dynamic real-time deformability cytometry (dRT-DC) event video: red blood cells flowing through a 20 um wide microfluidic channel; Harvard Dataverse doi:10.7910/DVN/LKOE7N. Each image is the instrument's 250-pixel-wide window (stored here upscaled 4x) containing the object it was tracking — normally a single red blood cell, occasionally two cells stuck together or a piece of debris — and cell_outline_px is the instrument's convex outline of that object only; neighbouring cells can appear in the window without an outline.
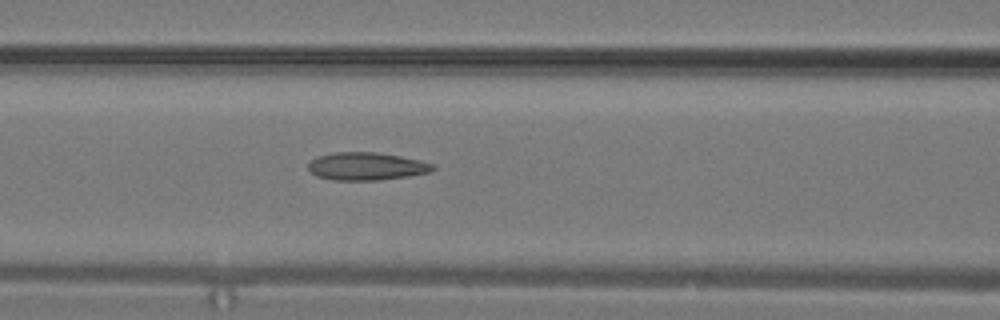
{"species": "common noctule bat (a hibernating species)", "species_latin": "Nyctalus noctula", "temperature_condition": "warm", "stored_images_in_passage": 15, "camera_frame_rate_fps": 3000, "um_per_image_px": 0.085, "animal": {"sex": "male", "body_mass_g": 19.2, "forearm_length_mm": 51.8}, "frame": {"image": 1, "passage_image": 13, "time_ms": 4.0, "image_size_px": [1000, 320], "cell_outline_px": [[436, 168], [432, 172], [408, 176], [380, 180], [332, 180], [316, 176], [308, 168], [308, 164], [316, 156], [332, 152], [376, 152], [400, 156], [420, 160], [436, 164]], "centroid_in_image_um": [31.18, 14.13], "position_along_channel_um": 135.4, "area_um2": 20.4}}
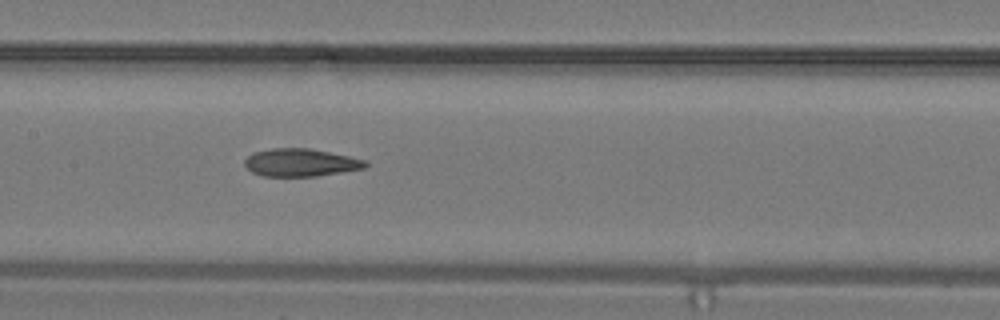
{"frame": {"image": 2, "passage_image": 15, "time_ms": 4.667, "image_size_px": [1000, 320], "cell_outline_px": [[368, 164], [364, 168], [316, 176], [264, 176], [252, 172], [244, 164], [244, 160], [252, 152], [272, 148], [308, 148], [368, 160]], "centroid_in_image_um": [25.54, 13.81], "position_along_channel_um": 181.9, "area_um2": 19.42}}